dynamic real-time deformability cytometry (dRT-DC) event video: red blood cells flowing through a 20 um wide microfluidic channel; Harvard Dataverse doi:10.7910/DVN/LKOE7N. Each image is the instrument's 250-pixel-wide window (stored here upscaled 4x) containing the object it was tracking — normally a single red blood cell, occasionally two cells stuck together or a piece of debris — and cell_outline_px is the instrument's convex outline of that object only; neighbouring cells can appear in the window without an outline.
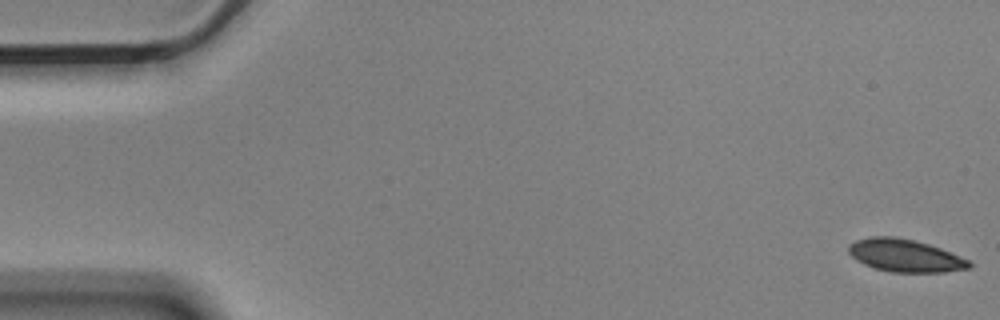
{"species": "Egyptian fruit bat (a non-hibernating species)", "species_latin": "Rousettus aegyptiacus", "temperature_condition": "cold", "stored_images_in_passage": 56, "camera_frame_rate_fps": 3000, "um_per_image_px": 0.085, "animal": {"sex": "male"}, "frame": {"image": 1, "passage_image": 1, "time_ms": 0.0, "image_size_px": [1000, 320], "cell_outline_px": [[972, 268], [944, 272], [892, 272], [876, 268], [864, 264], [856, 260], [848, 252], [848, 244], [856, 240], [872, 236], [892, 236], [912, 240], [928, 244], [940, 248], [968, 260], [972, 264]], "centroid_in_image_um": [76.91, 21.72], "position_along_channel_um": 8.1, "area_um2": 22.77}}
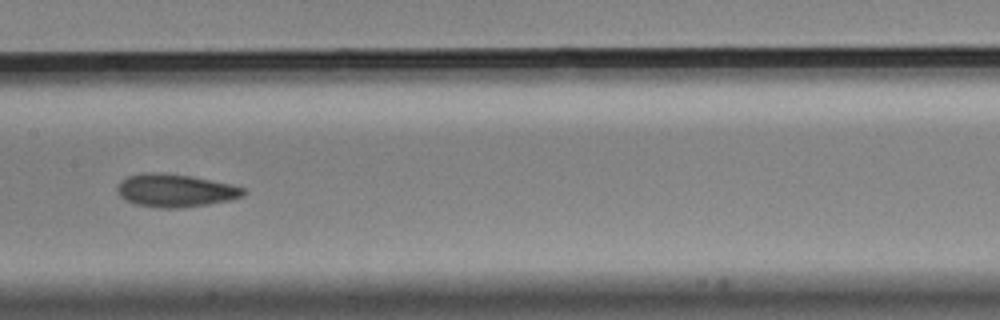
{"frame": {"image": 2, "passage_image": 28, "time_ms": 9.0, "image_size_px": [1000, 320], "cell_outline_px": [[248, 192], [244, 196], [228, 200], [208, 204], [180, 208], [156, 208], [136, 204], [124, 200], [120, 196], [116, 188], [120, 180], [128, 176], [144, 172], [156, 172], [192, 176], [232, 184], [244, 188]], "centroid_in_image_um": [14.89, 16.19], "position_along_channel_um": 192.5, "area_um2": 24.45}}
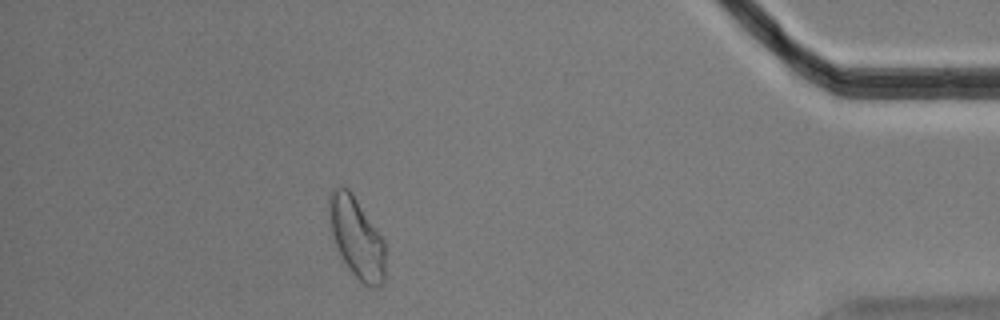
{"frame": {"image": 3, "passage_image": 50, "time_ms": 16.333, "image_size_px": [1000, 320], "cell_outline_px": [[384, 280], [376, 288], [368, 288], [352, 272], [344, 260], [336, 244], [332, 232], [328, 212], [328, 192], [332, 188], [344, 184], [352, 192], [384, 240]], "centroid_in_image_um": [30.29, 20.13], "position_along_channel_um": 404.9, "area_um2": 26.24}, "authors_computed_cell_mechanics": {"area_um2": 23.698, "velocity_mm_per_s": 3.5424, "shape_relaxation_time_tau1_ms": 11.0845, "shape_relaxation_time_tau2_ms": 3.692, "deformation_change_tau1": 0.1529, "deformation_change_tau2": 0.0923}}